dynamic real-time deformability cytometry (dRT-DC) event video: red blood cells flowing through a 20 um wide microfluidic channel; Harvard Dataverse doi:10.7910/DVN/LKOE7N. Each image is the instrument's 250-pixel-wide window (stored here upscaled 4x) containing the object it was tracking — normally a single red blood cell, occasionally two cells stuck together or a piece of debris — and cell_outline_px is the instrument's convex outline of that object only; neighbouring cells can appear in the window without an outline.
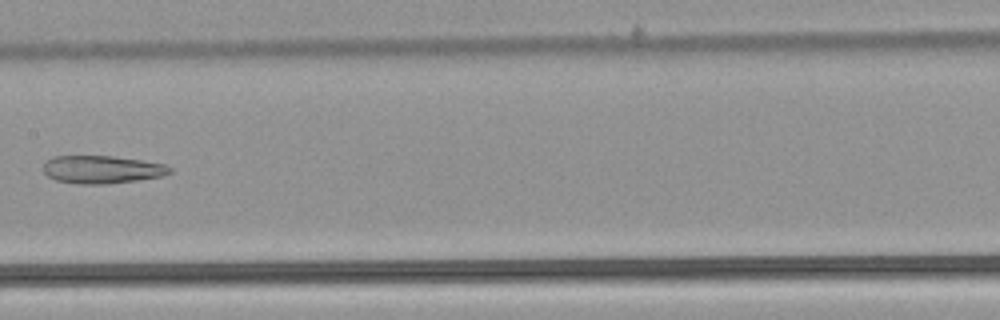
{"species": "common noctule bat (a hibernating species)", "species_latin": "Nyctalus noctula", "temperature_condition": "warm", "stored_images_in_passage": 8, "camera_frame_rate_fps": 3000, "um_per_image_px": 0.085, "animal": {"sex": "male", "body_mass_g": 21.5, "forearm_length_mm": 52.0}, "frame": {"image": 1, "passage_image": 7, "time_ms": 2.0, "image_size_px": [1000, 320], "cell_outline_px": [[172, 172], [160, 176], [136, 180], [108, 184], [76, 184], [56, 180], [48, 176], [44, 172], [44, 164], [52, 156], [112, 156], [140, 160], [164, 164], [172, 168]], "centroid_in_image_um": [8.65, 14.41], "position_along_channel_um": 198.8, "area_um2": 20.4}}
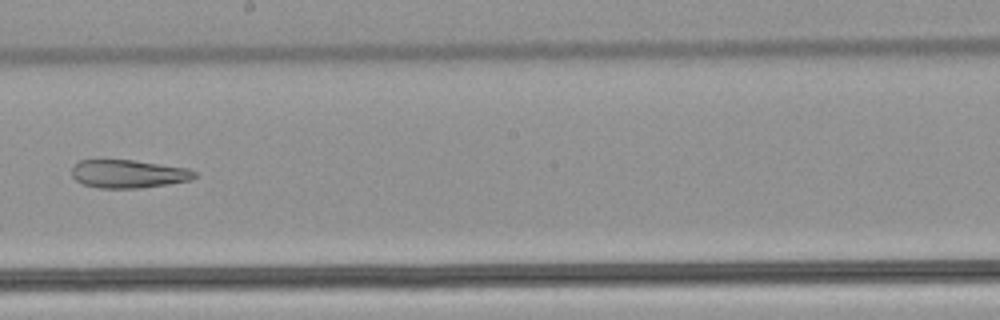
{"frame": {"image": 2, "passage_image": 8, "time_ms": 2.333, "image_size_px": [1000, 320], "cell_outline_px": [[196, 176], [192, 180], [168, 184], [140, 188], [96, 188], [84, 184], [76, 180], [72, 176], [72, 168], [80, 160], [132, 160], [188, 168], [196, 172]], "centroid_in_image_um": [10.93, 14.78], "position_along_channel_um": 237.3, "area_um2": 20.11}}